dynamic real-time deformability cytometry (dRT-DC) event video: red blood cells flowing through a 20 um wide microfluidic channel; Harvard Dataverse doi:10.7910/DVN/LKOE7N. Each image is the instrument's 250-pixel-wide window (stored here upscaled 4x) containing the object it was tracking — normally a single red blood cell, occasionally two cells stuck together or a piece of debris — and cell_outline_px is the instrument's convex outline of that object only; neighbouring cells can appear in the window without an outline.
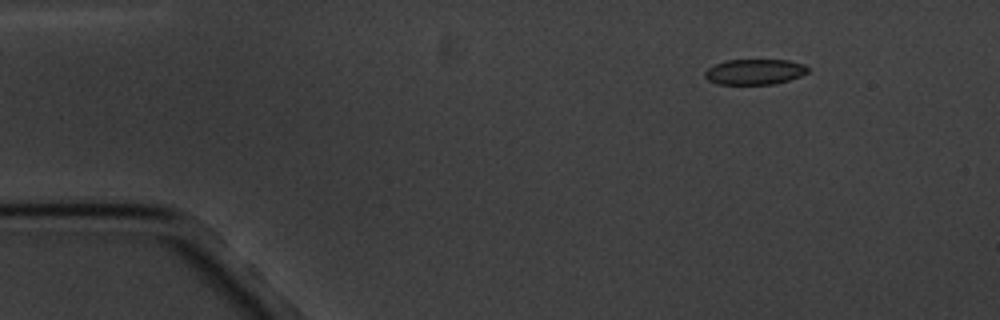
{"species": "common noctule bat (a hibernating species)", "species_latin": "Nyctalus noctula", "temperature_condition": "cold", "stored_images_in_passage": 6, "camera_frame_rate_fps": 3000, "um_per_image_px": 0.085, "animal": {"sex": "male", "body_mass_g": 20.1, "forearm_length_mm": 53.5}, "frame": {"image": 1, "passage_image": 1, "time_ms": 0.0, "image_size_px": [1000, 320], "cell_outline_px": [[808, 72], [800, 76], [788, 80], [772, 84], [716, 84], [708, 80], [704, 76], [704, 72], [708, 68], [716, 64], [728, 60], [788, 60], [804, 64], [808, 68]], "centroid_in_image_um": [64.13, 6.1], "position_along_channel_um": 20.9, "area_um2": 15.2}}
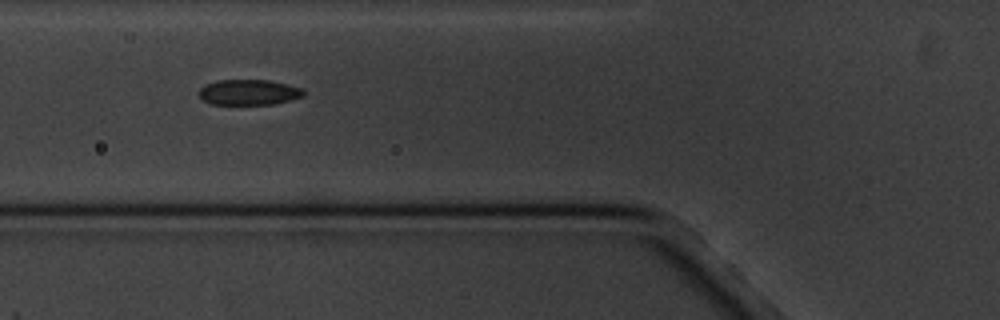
{"frame": {"image": 2, "passage_image": 5, "time_ms": 4.667, "image_size_px": [1000, 320], "cell_outline_px": [[304, 96], [292, 100], [272, 104], [212, 104], [204, 100], [200, 96], [200, 88], [204, 84], [216, 80], [268, 80], [288, 84], [304, 88]], "centroid_in_image_um": [21.18, 7.83], "position_along_channel_um": 104.6, "area_um2": 15.61}}
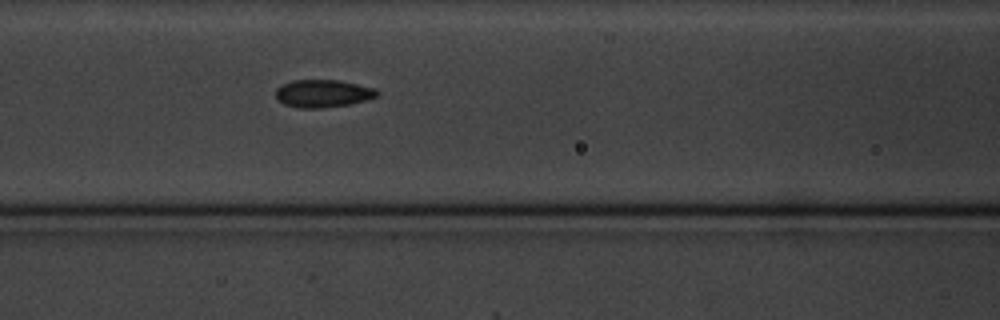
{"frame": {"image": 3, "passage_image": 6, "time_ms": 5.667, "image_size_px": [1000, 320], "cell_outline_px": [[380, 92], [376, 96], [364, 100], [348, 104], [320, 108], [300, 108], [284, 104], [276, 96], [276, 88], [292, 80], [340, 80], [376, 88]], "centroid_in_image_um": [27.46, 7.93], "position_along_channel_um": 139.1, "area_um2": 16.18}}